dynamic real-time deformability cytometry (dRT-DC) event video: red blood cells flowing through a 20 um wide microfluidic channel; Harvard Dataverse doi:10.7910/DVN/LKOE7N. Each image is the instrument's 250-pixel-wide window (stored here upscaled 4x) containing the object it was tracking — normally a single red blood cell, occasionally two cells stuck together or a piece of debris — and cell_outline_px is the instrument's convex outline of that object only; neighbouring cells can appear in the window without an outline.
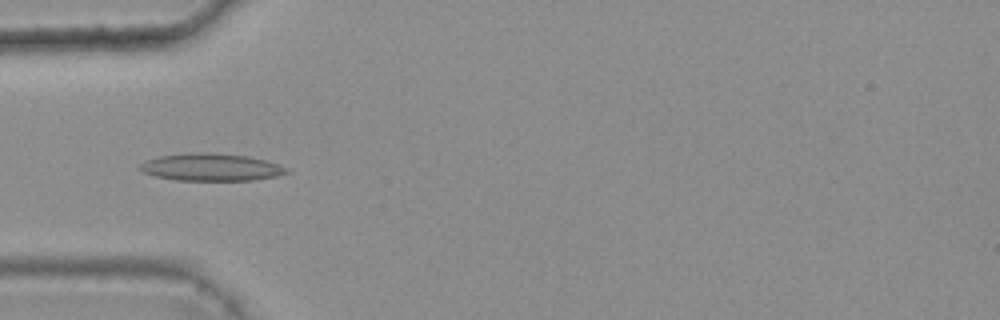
{"species": "common noctule bat (a hibernating species)", "species_latin": "Nyctalus noctula", "temperature_condition": "warm", "stored_images_in_passage": 7, "camera_frame_rate_fps": 3000, "um_per_image_px": 0.085, "animal": {"sex": "female", "body_mass_g": 25.1}, "frame": {"image": 1, "passage_image": 4, "time_ms": 1.0, "image_size_px": [1000, 320], "cell_outline_px": [[292, 172], [276, 176], [256, 180], [176, 180], [156, 176], [144, 172], [136, 168], [144, 160], [160, 156], [192, 152], [208, 152], [248, 156], [264, 160], [288, 168]], "centroid_in_image_um": [17.93, 14.21], "position_along_channel_um": 67.1, "area_um2": 23.47}}
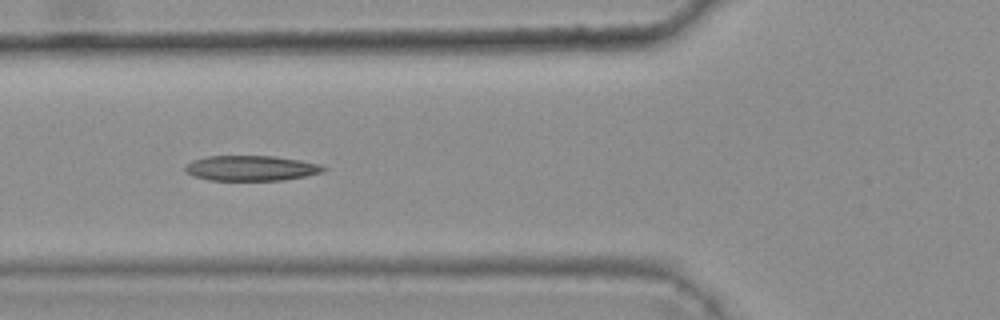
{"frame": {"image": 2, "passage_image": 5, "time_ms": 1.333, "image_size_px": [1000, 320], "cell_outline_px": [[328, 168], [324, 172], [304, 176], [280, 180], [208, 180], [192, 176], [184, 172], [184, 168], [192, 160], [208, 156], [272, 156], [300, 160], [320, 164]], "centroid_in_image_um": [21.33, 14.29], "position_along_channel_um": 104.5, "area_um2": 20.35}}
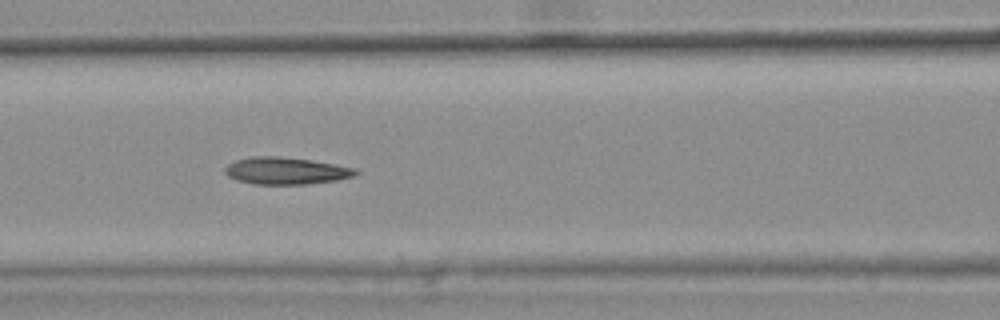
{"frame": {"image": 3, "passage_image": 6, "time_ms": 1.667, "image_size_px": [1000, 320], "cell_outline_px": [[360, 172], [356, 176], [336, 180], [304, 184], [252, 184], [236, 180], [228, 176], [224, 172], [224, 168], [228, 164], [236, 160], [252, 156], [276, 156], [312, 160], [336, 164], [356, 168]], "centroid_in_image_um": [24.31, 14.51], "position_along_channel_um": 142.3, "area_um2": 20.75}}